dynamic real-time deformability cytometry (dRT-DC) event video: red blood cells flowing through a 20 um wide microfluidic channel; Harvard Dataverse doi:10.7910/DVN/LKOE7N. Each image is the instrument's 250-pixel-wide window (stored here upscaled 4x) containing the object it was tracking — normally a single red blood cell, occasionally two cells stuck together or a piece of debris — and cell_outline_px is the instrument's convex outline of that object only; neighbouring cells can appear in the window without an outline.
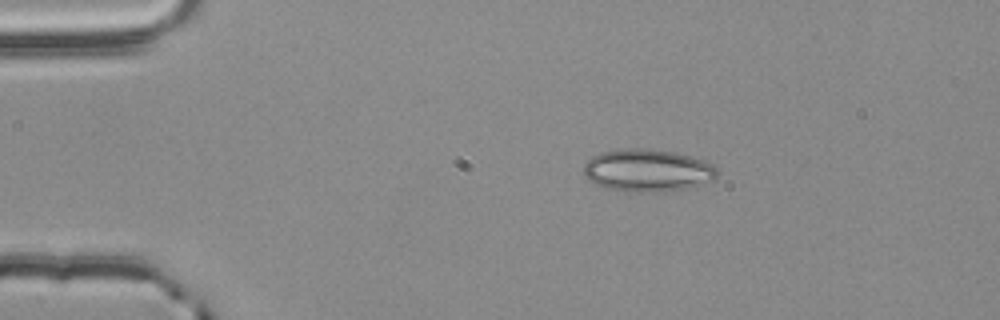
{"species": "common noctule bat (a hibernating species)", "species_latin": "Nyctalus noctula", "temperature_condition": "room temperature", "stored_images_in_passage": 46, "camera_frame_rate_fps": 3000, "um_per_image_px": 0.085, "animal": {"sex": "male", "body_mass_g": 20.4}, "frame": {"image": 1, "passage_image": 1, "time_ms": 0.0, "image_size_px": [1000, 320], "cell_outline_px": [[716, 176], [712, 180], [672, 192], [636, 192], [604, 188], [588, 180], [584, 176], [584, 164], [592, 156], [600, 152], [620, 148], [640, 148], [676, 152], [692, 156], [712, 164], [716, 168]], "centroid_in_image_um": [55.0, 14.48], "position_along_channel_um": 30.0, "area_um2": 33.23}}
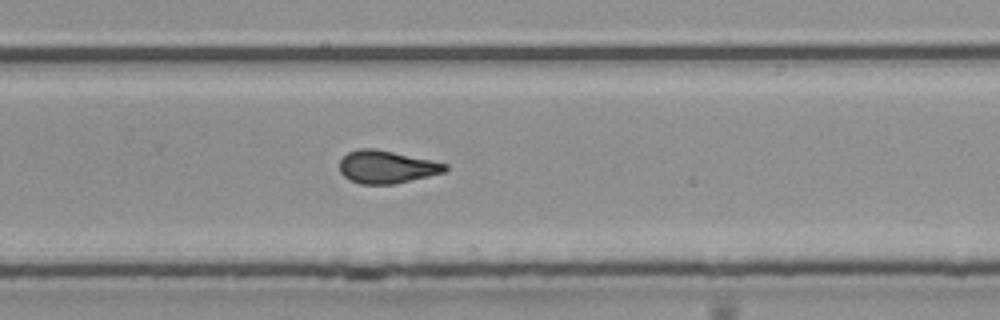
{"frame": {"image": 2, "passage_image": 27, "time_ms": 8.667, "image_size_px": [1000, 320], "cell_outline_px": [[448, 168], [444, 172], [428, 176], [392, 184], [360, 184], [348, 180], [340, 172], [340, 160], [348, 152], [356, 148], [376, 148], [448, 164]], "centroid_in_image_um": [32.82, 14.18], "position_along_channel_um": 297.0, "area_um2": 20.11}}
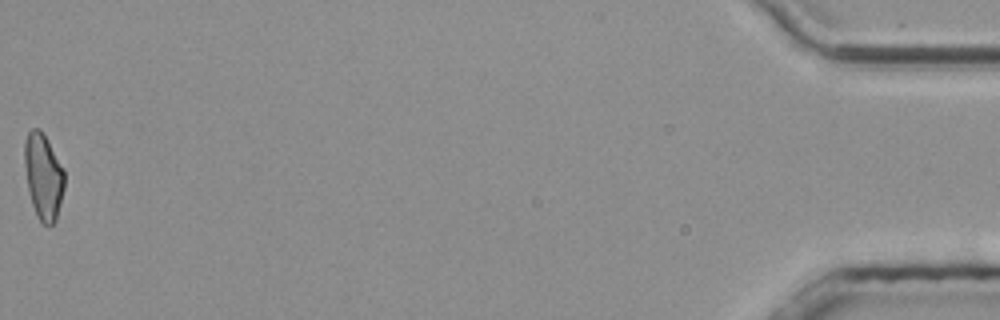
{"frame": {"image": 3, "passage_image": 46, "time_ms": 15.0, "image_size_px": [1000, 320], "cell_outline_px": [[64, 188], [56, 220], [52, 224], [44, 224], [36, 216], [32, 204], [28, 188], [24, 164], [24, 140], [28, 132], [32, 128], [40, 128], [44, 132], [64, 172]], "centroid_in_image_um": [3.67, 14.96], "position_along_channel_um": 431.5, "area_um2": 19.88}, "authors_computed_cell_mechanics": {"area_um2": 20.1722, "velocity_mm_per_s": 3.7824, "shape_relaxation_time_tau1_ms": null, "shape_relaxation_time_tau2_ms": 1.9363, "deformation_change_tau1": null, "deformation_change_tau2": 0.099}}